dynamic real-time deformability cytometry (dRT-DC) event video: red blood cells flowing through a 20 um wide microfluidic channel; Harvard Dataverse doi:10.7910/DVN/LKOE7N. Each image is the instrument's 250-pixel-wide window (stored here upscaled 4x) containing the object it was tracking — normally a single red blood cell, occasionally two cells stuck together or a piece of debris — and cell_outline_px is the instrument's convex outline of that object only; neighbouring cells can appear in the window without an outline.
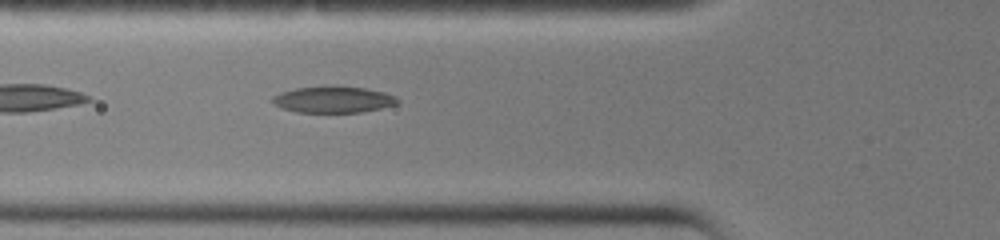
{"species": "common noctule bat (a hibernating species)", "species_latin": "Nyctalus noctula", "temperature_condition": "warm", "stored_images_in_passage": 7, "camera_frame_rate_fps": 3000, "um_per_image_px": 0.085, "animal": {"sex": "female", "body_mass_g": 19.0, "forearm_length_mm": 51.5}, "frame": {"image": 1, "passage_image": 3, "time_ms": 0.667, "image_size_px": [1000, 240], "cell_outline_px": [[400, 100], [396, 104], [380, 108], [360, 112], [296, 112], [280, 108], [272, 100], [272, 96], [280, 92], [296, 88], [328, 84], [336, 84], [364, 88], [384, 92], [396, 96]], "centroid_in_image_um": [28.31, 8.43], "position_along_channel_um": 97.5, "area_um2": 19.65}}
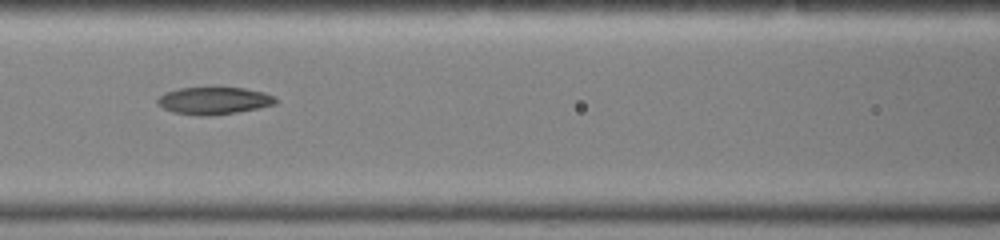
{"frame": {"image": 2, "passage_image": 6, "time_ms": 1.667, "image_size_px": [1000, 240], "cell_outline_px": [[276, 104], [236, 112], [208, 116], [200, 116], [172, 112], [164, 108], [156, 100], [164, 92], [180, 88], [244, 88], [264, 92], [276, 96]], "centroid_in_image_um": [18.19, 8.56], "position_along_channel_um": 148.4, "area_um2": 18.61}}